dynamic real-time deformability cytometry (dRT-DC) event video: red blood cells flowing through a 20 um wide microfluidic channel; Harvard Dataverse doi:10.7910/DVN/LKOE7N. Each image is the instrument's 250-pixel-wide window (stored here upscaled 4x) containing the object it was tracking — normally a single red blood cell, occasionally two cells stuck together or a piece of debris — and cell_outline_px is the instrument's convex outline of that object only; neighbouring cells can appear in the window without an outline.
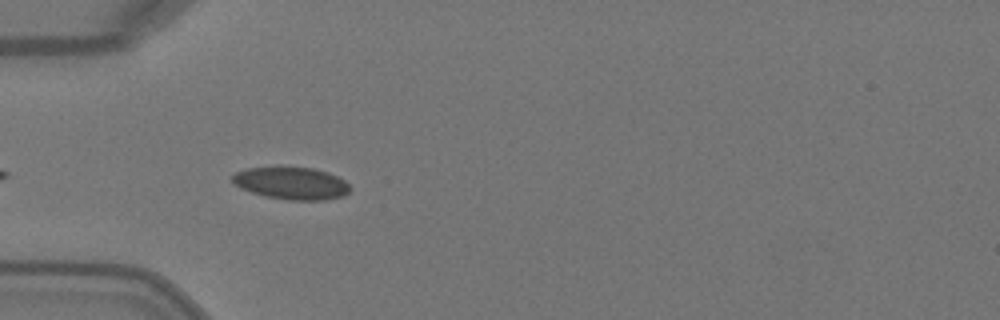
{"species": "Egyptian fruit bat (a non-hibernating species)", "species_latin": "Rousettus aegyptiacus", "temperature_condition": "warm", "stored_images_in_passage": 6, "camera_frame_rate_fps": 3000, "um_per_image_px": 0.085, "animal": {"sex": "female"}, "frame": {"image": 1, "passage_image": 5, "time_ms": 1.333, "image_size_px": [1000, 320], "cell_outline_px": [[352, 188], [344, 196], [324, 200], [288, 200], [264, 196], [240, 188], [232, 184], [232, 176], [236, 172], [248, 168], [276, 164], [280, 164], [312, 168], [328, 172], [344, 180]], "centroid_in_image_um": [24.73, 15.53], "position_along_channel_um": 60.3, "area_um2": 23.0}}
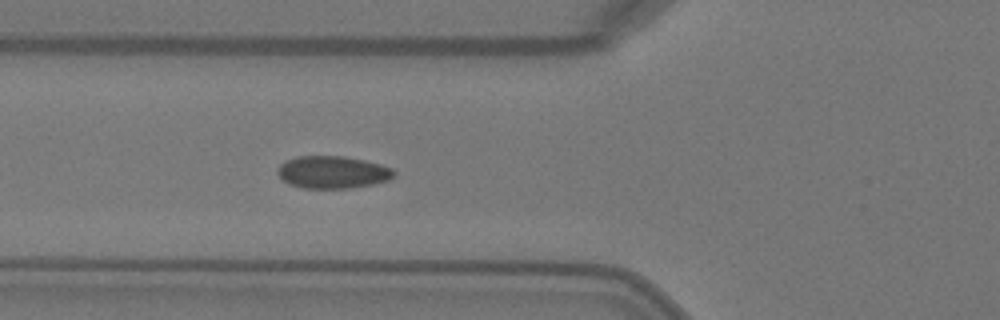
{"frame": {"image": 2, "passage_image": 6, "time_ms": 1.667, "image_size_px": [1000, 320], "cell_outline_px": [[396, 176], [388, 180], [372, 184], [348, 188], [304, 188], [288, 184], [276, 172], [276, 168], [284, 160], [296, 156], [344, 156], [364, 160], [380, 164], [392, 168], [396, 172]], "centroid_in_image_um": [28.25, 14.63], "position_along_channel_um": 97.5, "area_um2": 22.14}}